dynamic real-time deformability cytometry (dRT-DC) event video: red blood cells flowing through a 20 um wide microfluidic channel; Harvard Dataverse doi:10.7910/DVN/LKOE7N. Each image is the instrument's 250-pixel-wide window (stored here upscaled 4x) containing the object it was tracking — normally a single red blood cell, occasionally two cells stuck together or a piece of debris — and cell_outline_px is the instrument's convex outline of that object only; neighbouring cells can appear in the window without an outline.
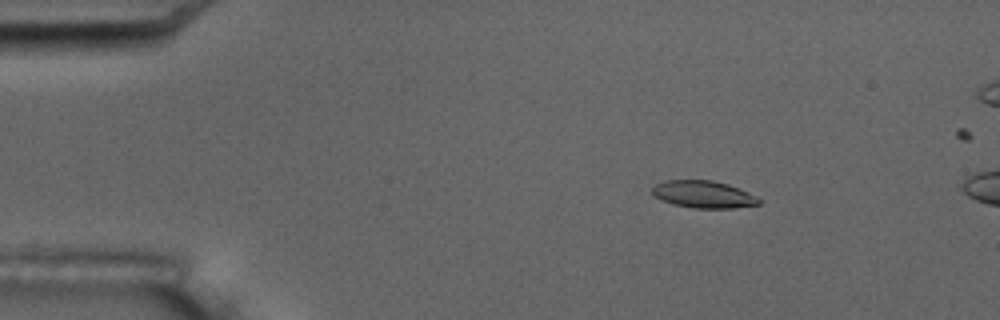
{"species": "common noctule bat (a hibernating species)", "species_latin": "Nyctalus noctula", "temperature_condition": "room temperature", "stored_images_in_passage": 5, "camera_frame_rate_fps": 3000, "um_per_image_px": 0.085, "animal": {"sex": "male", "body_mass_g": 17.5, "forearm_length_mm": 52.3}, "frame": {"image": 1, "passage_image": 3, "time_ms": 3.0, "image_size_px": [1000, 320], "cell_outline_px": [[764, 200], [760, 204], [732, 208], [692, 208], [672, 204], [660, 200], [652, 196], [652, 188], [656, 184], [664, 180], [712, 180], [728, 184], [748, 192]], "centroid_in_image_um": [59.78, 16.52], "position_along_channel_um": 25.2, "area_um2": 17.17}}